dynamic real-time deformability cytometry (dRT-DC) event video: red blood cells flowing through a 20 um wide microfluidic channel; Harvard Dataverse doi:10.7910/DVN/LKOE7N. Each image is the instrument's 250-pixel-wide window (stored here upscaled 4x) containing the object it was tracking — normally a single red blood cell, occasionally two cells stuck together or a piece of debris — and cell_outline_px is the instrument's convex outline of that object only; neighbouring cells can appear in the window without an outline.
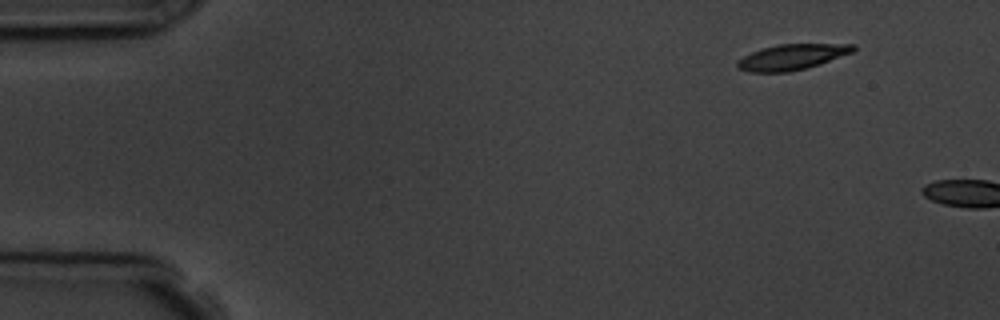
{"species": "common noctule bat (a hibernating species)", "species_latin": "Nyctalus noctula", "temperature_condition": "room temperature", "stored_images_in_passage": 2, "camera_frame_rate_fps": 3000, "um_per_image_px": 0.085, "animal": {"sex": "male", "body_mass_g": 19.5, "forearm_length_mm": 54.6}, "frame": {"image": 1, "passage_image": 1, "time_ms": 0.0, "image_size_px": [1000, 320], "cell_outline_px": [[856, 48], [852, 52], [820, 64], [808, 68], [788, 72], [748, 72], [736, 68], [736, 64], [744, 56], [752, 52], [776, 44], [856, 44]], "centroid_in_image_um": [67.31, 4.85], "position_along_channel_um": 17.7, "area_um2": 17.22}}